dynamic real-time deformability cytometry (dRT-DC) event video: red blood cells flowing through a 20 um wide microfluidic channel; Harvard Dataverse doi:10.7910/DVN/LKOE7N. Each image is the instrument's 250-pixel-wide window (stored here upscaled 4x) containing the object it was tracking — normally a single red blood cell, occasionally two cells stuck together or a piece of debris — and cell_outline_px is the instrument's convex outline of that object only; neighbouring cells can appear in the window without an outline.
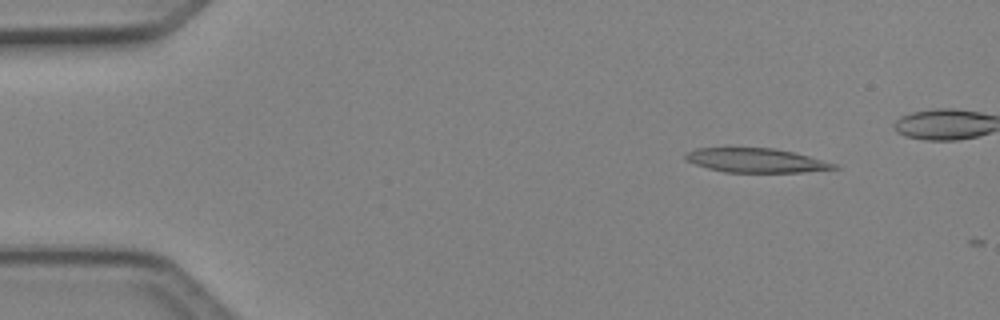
{"species": "Egyptian fruit bat (a non-hibernating species)", "species_latin": "Rousettus aegyptiacus", "temperature_condition": "cold", "stored_images_in_passage": 3, "camera_frame_rate_fps": 3000, "um_per_image_px": 0.085, "animal": {"sex": "female"}, "frame": {"image": 1, "passage_image": 2, "time_ms": 0.333, "image_size_px": [1000, 320], "cell_outline_px": [[840, 168], [804, 172], [724, 172], [708, 168], [684, 160], [684, 156], [688, 152], [696, 148], [776, 148], [808, 156], [836, 164]], "centroid_in_image_um": [64.24, 13.63], "position_along_channel_um": 20.8, "area_um2": 20.75}}